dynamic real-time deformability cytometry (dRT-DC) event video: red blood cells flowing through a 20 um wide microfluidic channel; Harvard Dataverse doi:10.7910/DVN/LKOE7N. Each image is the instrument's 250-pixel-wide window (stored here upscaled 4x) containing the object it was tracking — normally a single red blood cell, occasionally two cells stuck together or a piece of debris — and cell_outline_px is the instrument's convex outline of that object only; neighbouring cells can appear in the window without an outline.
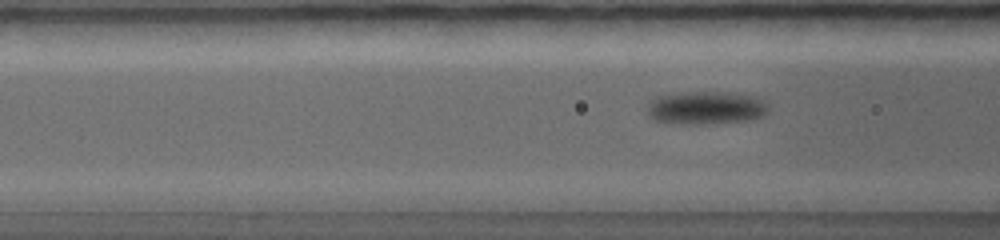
{"species": "common noctule bat (a hibernating species)", "species_latin": "Nyctalus noctula", "temperature_condition": "warm", "stored_images_in_passage": 51, "camera_frame_rate_fps": 5000, "um_per_image_px": 0.085, "animal": {"sex": "female", "body_mass_g": 19.0, "forearm_length_mm": 56.7}, "frame": {"image": 1, "passage_image": 15, "time_ms": 3.2, "image_size_px": [1000, 240], "cell_outline_px": [[764, 108], [756, 116], [728, 120], [660, 120], [652, 116], [652, 104], [660, 96], [676, 92], [716, 92], [740, 96], [752, 100], [760, 104]], "centroid_in_image_um": [59.83, 9.07], "position_along_channel_um": 106.8, "area_um2": 19.13}}
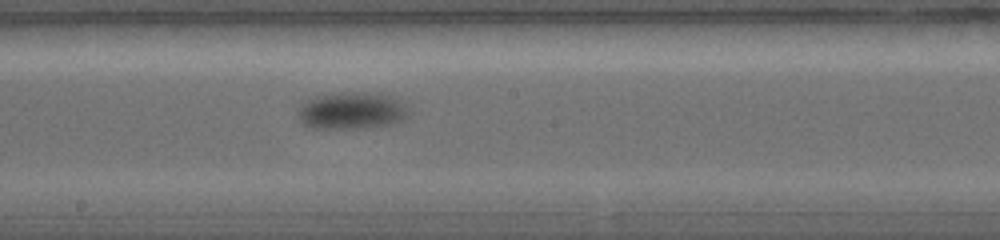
{"frame": {"image": 2, "passage_image": 24, "time_ms": 5.2, "image_size_px": [1000, 240], "cell_outline_px": [[400, 116], [392, 120], [376, 124], [312, 124], [304, 116], [304, 108], [316, 96], [344, 92], [380, 92], [396, 100], [400, 108]], "centroid_in_image_um": [29.93, 9.24], "position_along_channel_um": 218.3, "area_um2": 19.31}}
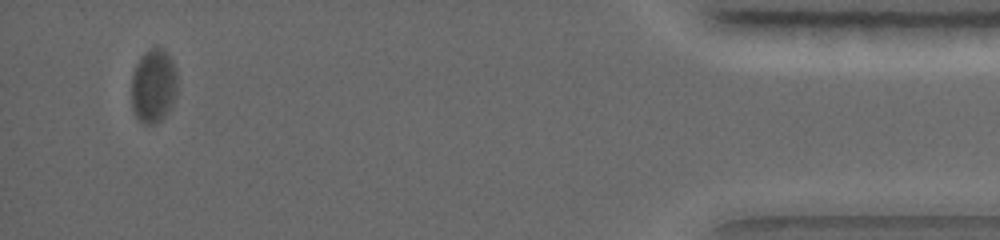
{"frame": {"image": 3, "passage_image": 47, "time_ms": 10.4, "image_size_px": [1000, 240], "cell_outline_px": [[176, 84], [172, 100], [168, 108], [152, 124], [144, 124], [136, 116], [132, 108], [132, 72], [140, 56], [148, 48], [164, 48], [168, 52], [176, 68]], "centroid_in_image_um": [13.0, 7.19], "position_along_channel_um": 422.2, "area_um2": 19.25}}